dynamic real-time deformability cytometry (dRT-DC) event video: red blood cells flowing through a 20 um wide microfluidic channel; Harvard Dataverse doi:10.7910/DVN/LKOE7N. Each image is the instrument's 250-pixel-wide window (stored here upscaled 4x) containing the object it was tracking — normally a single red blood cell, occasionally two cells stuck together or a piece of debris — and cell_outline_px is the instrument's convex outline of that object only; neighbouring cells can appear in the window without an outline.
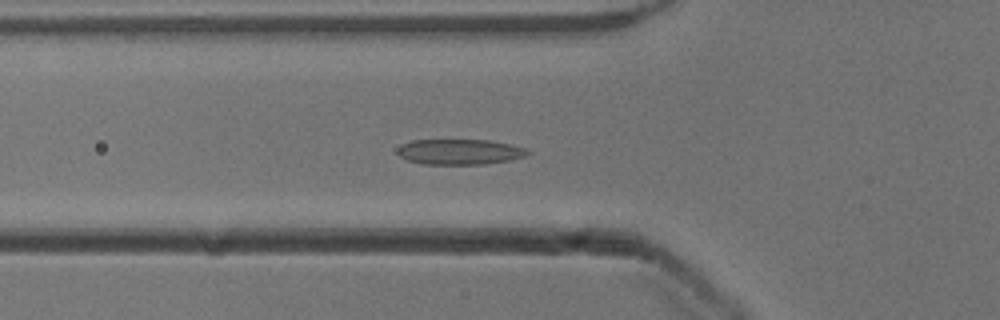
{"species": "common noctule bat (a hibernating species)", "species_latin": "Nyctalus noctula", "temperature_condition": "cold", "stored_images_in_passage": 53, "camera_frame_rate_fps": 3000, "um_per_image_px": 0.085, "animal": {"sex": "male", "body_mass_g": 13.3}, "frame": {"image": 1, "passage_image": 18, "time_ms": 5.667, "image_size_px": [1000, 320], "cell_outline_px": [[532, 152], [524, 156], [508, 160], [484, 164], [420, 164], [408, 160], [400, 156], [396, 152], [404, 144], [412, 140], [488, 140], [508, 144], [524, 148]], "centroid_in_image_um": [39.06, 12.91], "position_along_channel_um": 86.7, "area_um2": 19.02}}
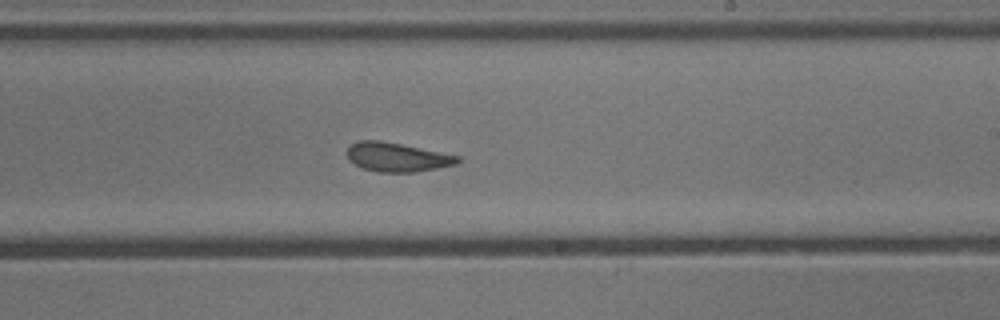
{"frame": {"image": 2, "passage_image": 31, "time_ms": 10.0, "image_size_px": [1000, 320], "cell_outline_px": [[460, 160], [456, 164], [436, 168], [412, 172], [376, 172], [364, 168], [348, 160], [348, 148], [352, 144], [360, 140], [380, 140], [460, 156]], "centroid_in_image_um": [33.74, 13.35], "position_along_channel_um": 255.3, "area_um2": 18.38}}
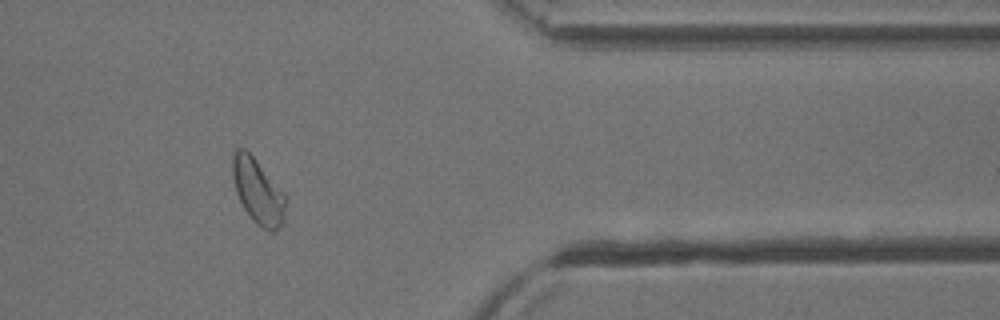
{"frame": {"image": 3, "passage_image": 43, "time_ms": 14.0, "image_size_px": [1000, 320], "cell_outline_px": [[288, 200], [284, 220], [276, 232], [272, 232], [256, 224], [252, 220], [244, 208], [236, 192], [232, 176], [232, 156], [236, 148], [244, 148], [256, 160], [288, 196]], "centroid_in_image_um": [21.96, 16.28], "position_along_channel_um": 389.4, "area_um2": 20.4}, "authors_computed_cell_mechanics": {"area_um2": 20.1144, "velocity_mm_per_s": 3.8755, "shape_relaxation_time_tau1_ms": 5.0629, "shape_relaxation_time_tau2_ms": 1.9436, "deformation_change_tau1": 0.1261, "deformation_change_tau2": 0.1008}}